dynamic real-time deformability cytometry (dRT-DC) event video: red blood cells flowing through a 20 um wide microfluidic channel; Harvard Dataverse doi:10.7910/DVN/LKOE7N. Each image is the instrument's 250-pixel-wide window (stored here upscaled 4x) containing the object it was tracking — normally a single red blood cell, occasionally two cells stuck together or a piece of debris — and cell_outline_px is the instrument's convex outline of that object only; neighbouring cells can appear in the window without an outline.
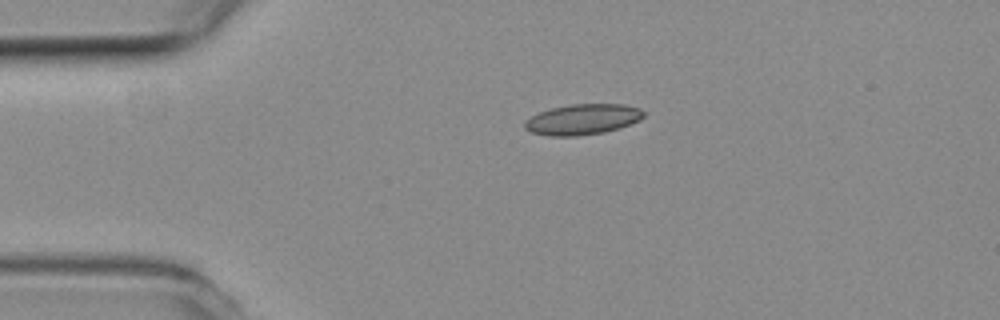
{"species": "common noctule bat (a hibernating species)", "species_latin": "Nyctalus noctula", "temperature_condition": "room temperature", "stored_images_in_passage": 44, "camera_frame_rate_fps": 3000, "um_per_image_px": 0.085, "animal": {"sex": "female", "body_mass_g": 19.3, "forearm_length_mm": 54.1}, "frame": {"image": 1, "passage_image": 1, "time_ms": 0.0, "image_size_px": [1000, 320], "cell_outline_px": [[644, 116], [640, 120], [620, 128], [604, 132], [576, 136], [548, 136], [532, 132], [524, 128], [524, 120], [540, 112], [552, 108], [572, 104], [624, 104], [640, 108], [644, 112]], "centroid_in_image_um": [49.53, 10.15], "position_along_channel_um": 35.5, "area_um2": 21.21}}
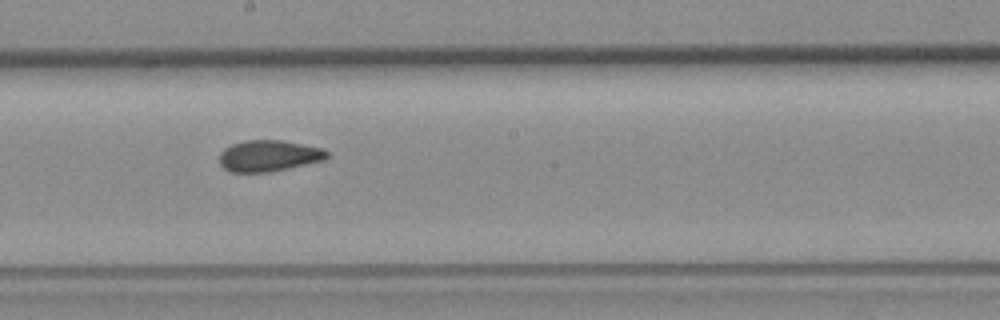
{"frame": {"image": 2, "passage_image": 19, "time_ms": 6.0, "image_size_px": [1000, 320], "cell_outline_px": [[328, 156], [324, 160], [268, 172], [232, 172], [224, 168], [220, 164], [220, 152], [224, 148], [232, 144], [248, 140], [284, 140], [324, 148], [328, 152]], "centroid_in_image_um": [22.85, 13.23], "position_along_channel_um": 225.3, "area_um2": 19.54}}
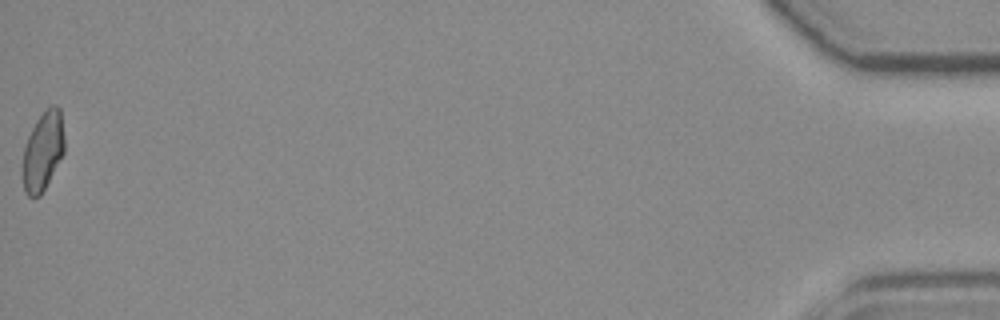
{"frame": {"image": 3, "passage_image": 44, "time_ms": 14.333, "image_size_px": [1000, 320], "cell_outline_px": [[64, 152], [40, 196], [28, 196], [24, 192], [24, 148], [28, 136], [36, 120], [52, 104], [56, 104], [60, 108], [64, 136]], "centroid_in_image_um": [3.67, 12.81], "position_along_channel_um": 431.5, "area_um2": 18.73}, "authors_computed_cell_mechanics": {"area_um2": 19.6809, "velocity_mm_per_s": 3.7692, "shape_relaxation_time_tau1_ms": null, "shape_relaxation_time_tau2_ms": 2.0856, "deformation_change_tau1": null, "deformation_change_tau2": 0.0783}}